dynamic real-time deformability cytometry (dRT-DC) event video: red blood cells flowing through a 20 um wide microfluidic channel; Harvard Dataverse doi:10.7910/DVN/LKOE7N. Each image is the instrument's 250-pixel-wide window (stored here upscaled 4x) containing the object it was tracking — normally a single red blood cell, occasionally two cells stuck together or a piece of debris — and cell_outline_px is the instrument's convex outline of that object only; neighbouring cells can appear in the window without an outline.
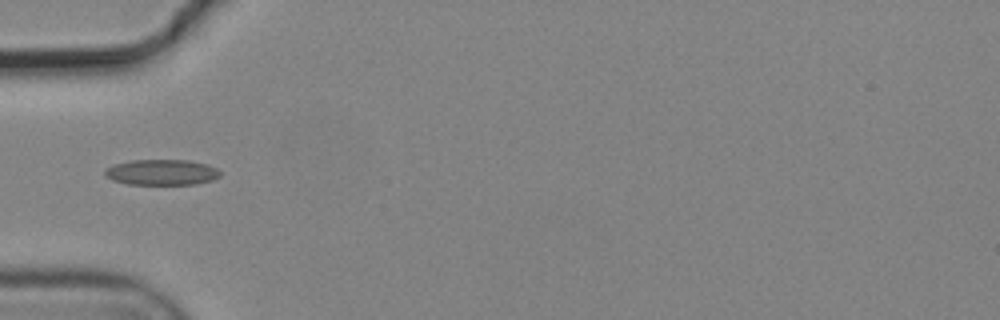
{"species": "common noctule bat (a hibernating species)", "species_latin": "Nyctalus noctula", "temperature_condition": "cold", "stored_images_in_passage": 8, "camera_frame_rate_fps": 3000, "um_per_image_px": 0.085, "animal": {"sex": "male", "body_mass_g": 19.2, "forearm_length_mm": 51.8}, "frame": {"image": 1, "passage_image": 5, "time_ms": 1.333, "image_size_px": [1000, 320], "cell_outline_px": [[220, 176], [212, 180], [196, 184], [128, 184], [112, 180], [104, 172], [104, 168], [112, 164], [132, 160], [188, 160], [208, 164], [216, 168], [220, 172]], "centroid_in_image_um": [13.73, 14.63], "position_along_channel_um": 71.3, "area_um2": 17.28}}
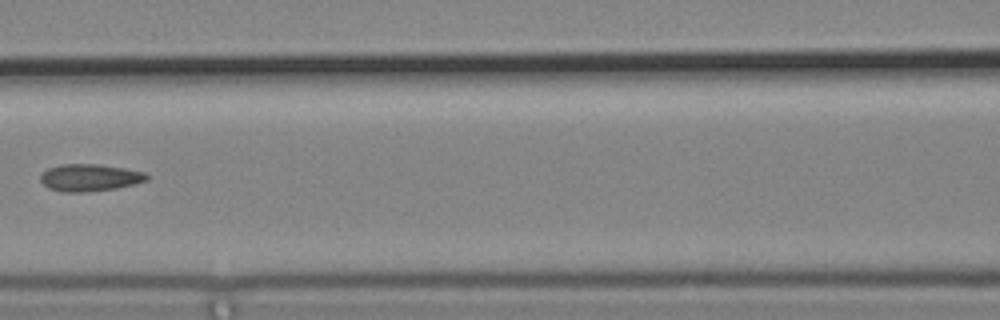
{"frame": {"image": 2, "passage_image": 7, "time_ms": 2.0, "image_size_px": [1000, 320], "cell_outline_px": [[148, 180], [136, 184], [116, 188], [84, 192], [60, 192], [48, 188], [40, 180], [40, 176], [48, 168], [60, 164], [96, 164], [124, 168], [144, 172], [148, 176]], "centroid_in_image_um": [7.62, 15.1], "position_along_channel_um": 159.0, "area_um2": 16.82}}
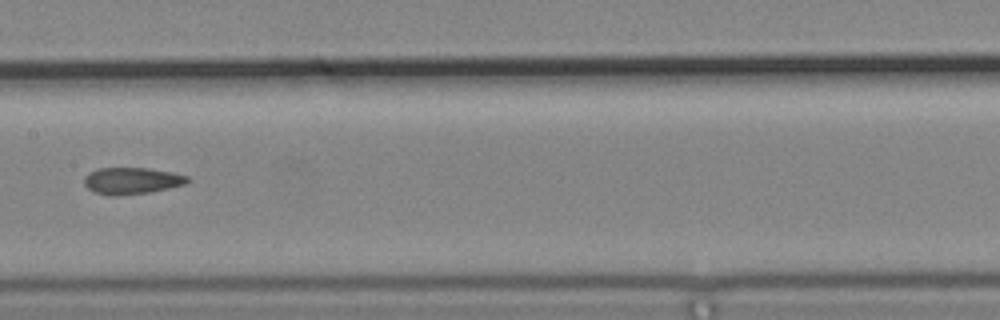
{"frame": {"image": 3, "passage_image": 8, "time_ms": 2.333, "image_size_px": [1000, 320], "cell_outline_px": [[192, 180], [184, 184], [168, 188], [148, 192], [116, 196], [108, 196], [96, 192], [88, 188], [84, 184], [84, 176], [88, 172], [96, 168], [148, 168], [172, 172], [188, 176]], "centroid_in_image_um": [11.18, 15.35], "position_along_channel_um": 196.2, "area_um2": 16.13}}